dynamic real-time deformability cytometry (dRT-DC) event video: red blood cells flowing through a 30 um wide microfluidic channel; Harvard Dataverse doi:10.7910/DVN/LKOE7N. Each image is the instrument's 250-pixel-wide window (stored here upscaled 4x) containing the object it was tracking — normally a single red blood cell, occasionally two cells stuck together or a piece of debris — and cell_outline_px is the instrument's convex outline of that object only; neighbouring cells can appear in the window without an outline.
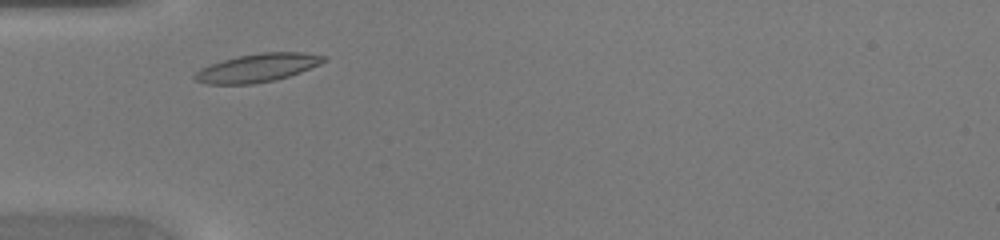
{"species": "common noctule bat (a hibernating species)", "species_latin": "Nyctalus noctula", "temperature_condition": "warm", "stored_images_in_passage": 28, "camera_frame_rate_fps": 3000, "um_per_image_px": 0.085, "animal": {"sex": "female", "body_mass_g": 20.0, "forearm_length_mm": 54.0}, "frame": {"image": 1, "passage_image": 3, "time_ms": 0.667, "image_size_px": [1000, 240], "cell_outline_px": [[328, 60], [320, 64], [300, 72], [288, 76], [272, 80], [252, 84], [204, 84], [196, 80], [192, 76], [200, 68], [236, 56], [260, 52], [304, 52], [328, 56]], "centroid_in_image_um": [21.91, 5.75], "position_along_channel_um": 63.1, "area_um2": 21.27}}
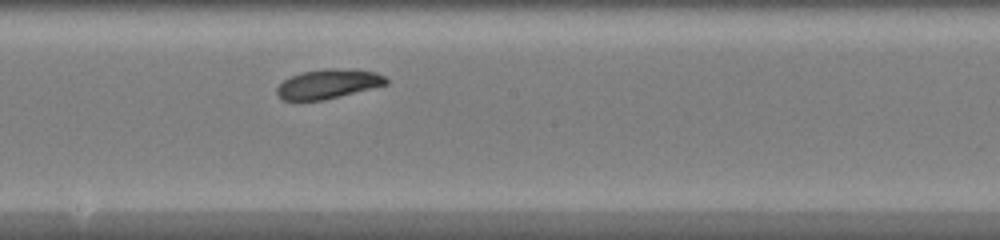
{"frame": {"image": 2, "passage_image": 14, "time_ms": 4.333, "image_size_px": [1000, 240], "cell_outline_px": [[388, 84], [324, 100], [296, 104], [280, 100], [276, 96], [276, 88], [284, 80], [300, 72], [324, 68], [332, 68], [376, 72], [384, 76], [388, 80]], "centroid_in_image_um": [27.77, 7.19], "position_along_channel_um": 220.4, "area_um2": 19.31}}
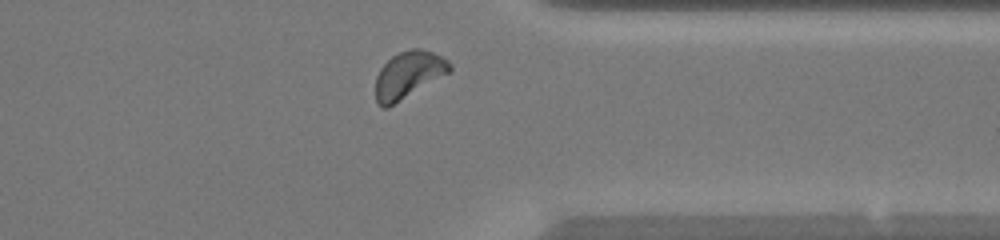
{"frame": {"image": 3, "passage_image": 25, "time_ms": 8.0, "image_size_px": [1000, 240], "cell_outline_px": [[452, 68], [448, 72], [388, 108], [384, 108], [376, 104], [376, 76], [380, 68], [392, 56], [400, 52], [412, 48], [420, 48], [432, 52], [448, 60], [452, 64]], "centroid_in_image_um": [34.68, 6.36], "position_along_channel_um": 376.7, "area_um2": 20.0}}